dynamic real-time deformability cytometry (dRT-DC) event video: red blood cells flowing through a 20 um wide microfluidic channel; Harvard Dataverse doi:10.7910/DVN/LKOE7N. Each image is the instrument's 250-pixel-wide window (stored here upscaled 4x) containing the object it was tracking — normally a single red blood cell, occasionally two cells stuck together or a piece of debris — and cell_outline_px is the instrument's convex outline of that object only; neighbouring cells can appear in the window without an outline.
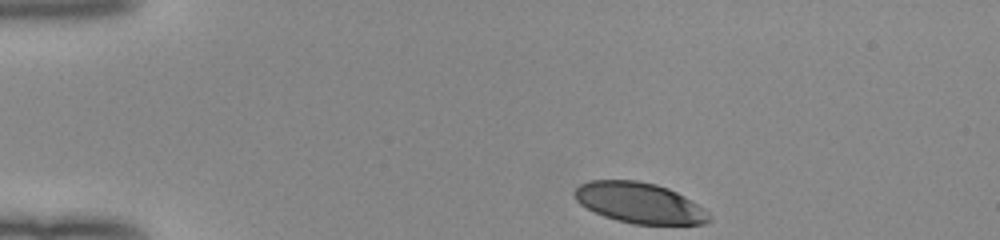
{"species": "human", "species_latin": "Homo sapiens", "temperature_condition": "room temperature", "stored_images_in_passage": 35, "camera_frame_rate_fps": 3000, "um_per_image_px": 0.085, "donor": {"sex": "female"}, "frame": {"image": 1, "passage_image": 1, "time_ms": 0.0, "image_size_px": [1000, 240], "cell_outline_px": [[712, 220], [704, 224], [632, 224], [616, 220], [604, 216], [580, 204], [576, 200], [572, 192], [580, 184], [588, 180], [636, 180], [656, 184], [668, 188], [684, 196], [704, 208], [712, 216]], "centroid_in_image_um": [54.36, 17.24], "position_along_channel_um": 30.6, "area_um2": 31.96}}
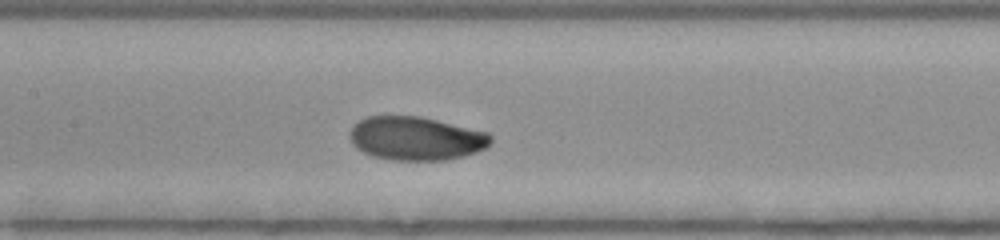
{"frame": {"image": 2, "passage_image": 17, "time_ms": 5.333, "image_size_px": [1000, 240], "cell_outline_px": [[492, 144], [488, 148], [464, 156], [444, 160], [392, 160], [372, 156], [356, 148], [352, 144], [348, 136], [348, 132], [352, 124], [368, 116], [420, 116], [488, 132], [492, 136]], "centroid_in_image_um": [35.35, 11.76], "position_along_channel_um": 172.0, "area_um2": 36.24}}
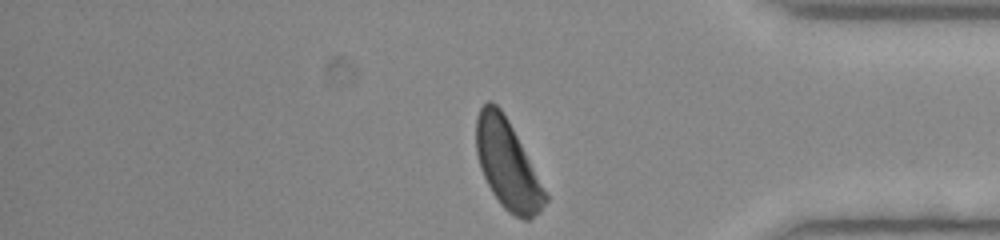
{"frame": {"image": 3, "passage_image": 35, "time_ms": 11.333, "image_size_px": [1000, 240], "cell_outline_px": [[548, 200], [540, 212], [528, 220], [524, 220], [508, 212], [500, 204], [492, 192], [480, 168], [476, 152], [476, 116], [480, 108], [488, 100], [492, 100], [500, 108], [508, 120], [548, 196]], "centroid_in_image_um": [43.11, 13.99], "position_along_channel_um": 392.1, "area_um2": 35.26}, "authors_computed_cell_mechanics": {"area_um2": 35.3736, "velocity_mm_per_s": 3.9659, "shape_relaxation_time_tau1_ms": 2.0159, "shape_relaxation_time_tau2_ms": null, "deformation_change_tau1": 0.127, "deformation_change_tau2": null}}